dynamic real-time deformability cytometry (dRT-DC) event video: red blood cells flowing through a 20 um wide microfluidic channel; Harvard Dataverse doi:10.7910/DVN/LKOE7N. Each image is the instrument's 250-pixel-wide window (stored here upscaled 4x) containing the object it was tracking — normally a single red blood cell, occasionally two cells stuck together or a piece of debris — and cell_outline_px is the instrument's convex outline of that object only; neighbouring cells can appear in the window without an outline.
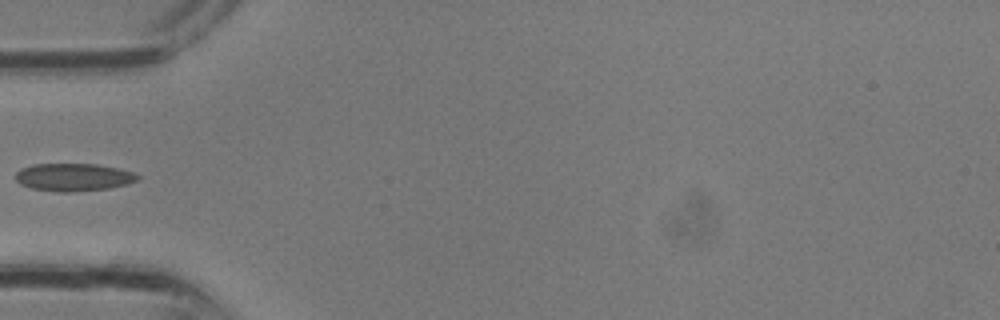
{"species": "common noctule bat (a hibernating species)", "species_latin": "Nyctalus noctula", "temperature_condition": "room temperature", "stored_images_in_passage": 4, "camera_frame_rate_fps": 3000, "um_per_image_px": 0.085, "animal": {"sex": "male", "body_mass_g": 13.3}, "frame": {"image": 1, "passage_image": 4, "time_ms": 1.0, "image_size_px": [1000, 320], "cell_outline_px": [[140, 176], [136, 180], [124, 184], [108, 188], [72, 192], [60, 192], [32, 188], [20, 184], [16, 180], [16, 172], [20, 168], [32, 164], [96, 164], [116, 168], [132, 172]], "centroid_in_image_um": [6.19, 15.05], "position_along_channel_um": 78.8, "area_um2": 19.48}}